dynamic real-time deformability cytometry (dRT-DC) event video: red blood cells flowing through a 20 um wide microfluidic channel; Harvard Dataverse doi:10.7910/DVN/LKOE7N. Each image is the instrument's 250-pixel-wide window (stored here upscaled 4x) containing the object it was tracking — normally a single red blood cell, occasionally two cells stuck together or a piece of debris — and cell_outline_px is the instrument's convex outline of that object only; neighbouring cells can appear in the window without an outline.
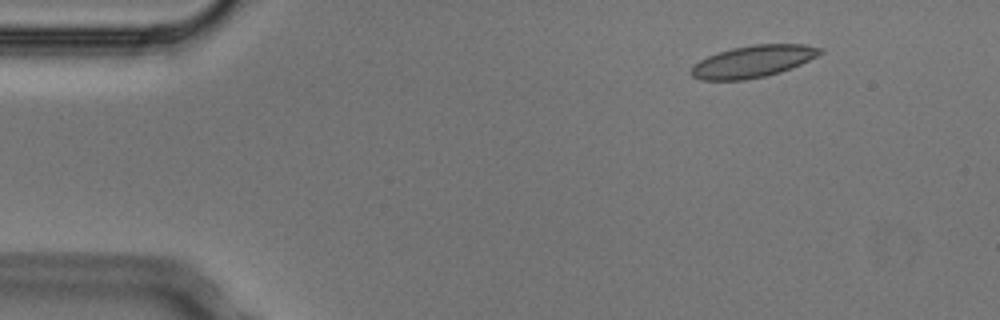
{"species": "Egyptian fruit bat (a non-hibernating species)", "species_latin": "Rousettus aegyptiacus", "temperature_condition": "cold", "stored_images_in_passage": 3, "camera_frame_rate_fps": 3000, "um_per_image_px": 0.085, "animal": {"sex": "male"}, "frame": {"image": 1, "passage_image": 1, "time_ms": 0.0, "image_size_px": [1000, 320], "cell_outline_px": [[824, 52], [800, 64], [780, 72], [764, 76], [744, 80], [700, 80], [692, 76], [688, 72], [692, 64], [708, 56], [732, 48], [756, 44], [804, 44], [824, 48]], "centroid_in_image_um": [63.97, 5.22], "position_along_channel_um": 21.0, "area_um2": 23.99}}